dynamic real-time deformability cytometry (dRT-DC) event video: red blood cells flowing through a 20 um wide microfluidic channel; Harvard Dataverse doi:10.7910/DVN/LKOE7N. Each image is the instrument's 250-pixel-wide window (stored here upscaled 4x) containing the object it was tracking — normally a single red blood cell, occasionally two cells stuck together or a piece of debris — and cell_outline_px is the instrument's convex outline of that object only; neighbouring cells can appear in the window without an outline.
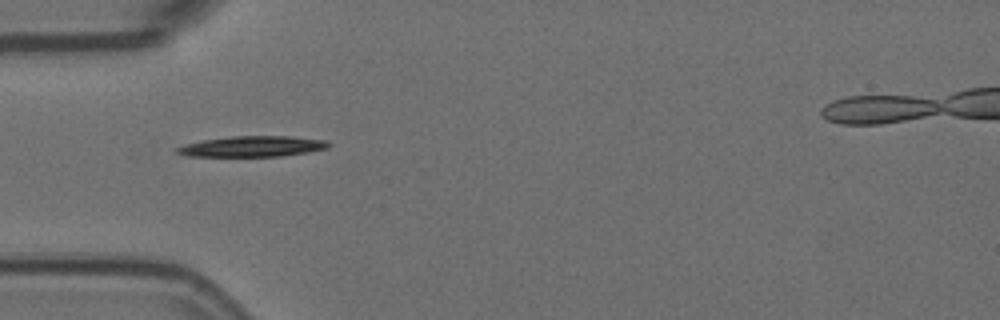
{"species": "Egyptian fruit bat (a non-hibernating species)", "species_latin": "Rousettus aegyptiacus", "temperature_condition": "room temperature", "stored_images_in_passage": 5, "camera_frame_rate_fps": 3000, "um_per_image_px": 0.085, "animal": {"sex": "female"}, "frame": {"image": 1, "passage_image": 5, "time_ms": 1.333, "image_size_px": [1000, 320], "cell_outline_px": [[332, 144], [328, 148], [308, 152], [280, 156], [184, 156], [172, 152], [176, 148], [188, 144], [204, 140], [232, 136], [292, 136], [328, 140]], "centroid_in_image_um": [21.49, 12.44], "position_along_channel_um": 63.5, "area_um2": 18.32}}